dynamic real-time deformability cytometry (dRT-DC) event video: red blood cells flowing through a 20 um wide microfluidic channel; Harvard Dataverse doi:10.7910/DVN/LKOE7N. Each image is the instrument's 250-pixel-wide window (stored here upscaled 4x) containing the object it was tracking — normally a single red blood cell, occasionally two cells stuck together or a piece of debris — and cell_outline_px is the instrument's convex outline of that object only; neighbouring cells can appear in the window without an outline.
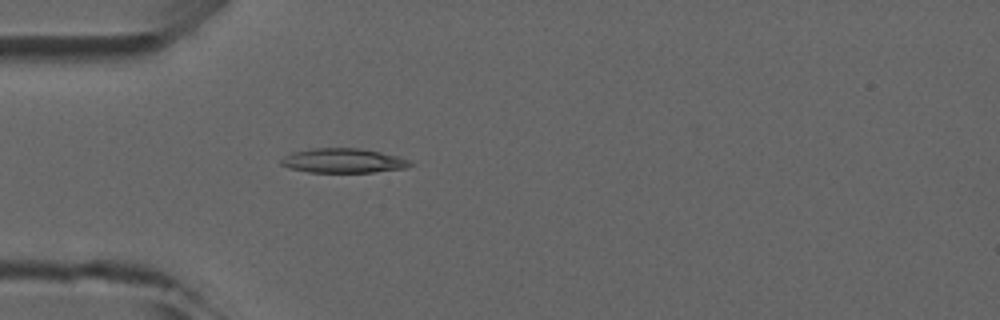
{"species": "common noctule bat (a hibernating species)", "species_latin": "Nyctalus noctula", "temperature_condition": "room temperature", "stored_images_in_passage": 1, "camera_frame_rate_fps": 3000, "um_per_image_px": 0.085, "animal": {"sex": "male", "forearm_length_mm": 52.5}, "frame": {"image": 1, "passage_image": 1, "time_ms": 0.0, "image_size_px": [1000, 320], "cell_outline_px": [[412, 164], [404, 168], [372, 172], [308, 172], [288, 168], [280, 164], [280, 160], [284, 156], [292, 152], [312, 148], [360, 148], [380, 152], [396, 156], [408, 160]], "centroid_in_image_um": [29.1, 13.65], "position_along_channel_um": 55.9, "area_um2": 18.26}}